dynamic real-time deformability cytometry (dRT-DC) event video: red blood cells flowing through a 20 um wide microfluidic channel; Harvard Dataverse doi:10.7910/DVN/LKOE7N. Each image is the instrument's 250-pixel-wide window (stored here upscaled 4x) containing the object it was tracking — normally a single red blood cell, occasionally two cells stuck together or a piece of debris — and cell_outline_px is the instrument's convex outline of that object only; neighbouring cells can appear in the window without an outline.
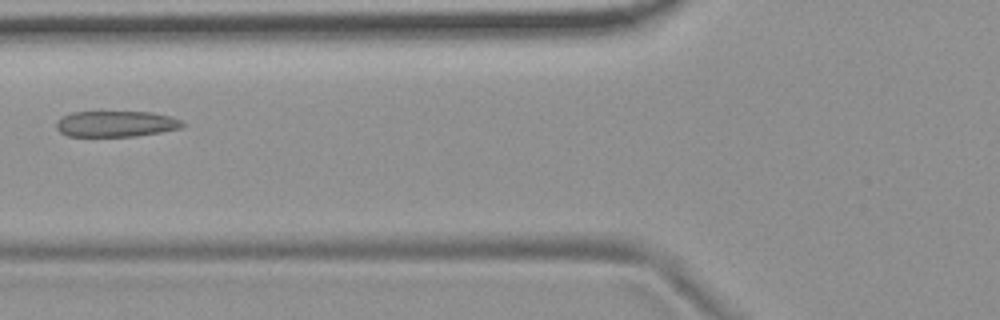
{"species": "common noctule bat (a hibernating species)", "species_latin": "Nyctalus noctula", "temperature_condition": "room temperature", "stored_images_in_passage": 5, "camera_frame_rate_fps": 3000, "um_per_image_px": 0.085, "animal": {"sex": "female", "body_mass_g": 19.9}, "frame": {"image": 1, "passage_image": 2, "time_ms": 1.0, "image_size_px": [1000, 320], "cell_outline_px": [[184, 124], [180, 128], [160, 132], [136, 136], [68, 136], [60, 132], [56, 128], [56, 120], [72, 112], [152, 112], [172, 116], [180, 120]], "centroid_in_image_um": [9.84, 10.52], "position_along_channel_um": 116.0, "area_um2": 19.02}}
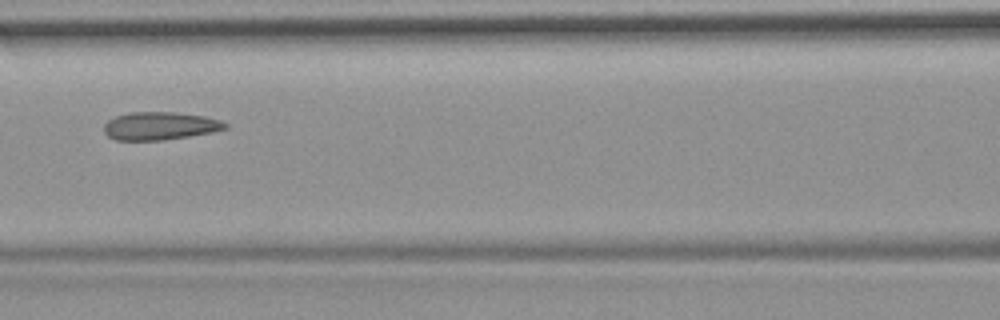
{"frame": {"image": 2, "passage_image": 3, "time_ms": 2.0, "image_size_px": [1000, 320], "cell_outline_px": [[228, 128], [212, 132], [164, 140], [116, 140], [108, 136], [104, 132], [104, 124], [108, 120], [116, 116], [128, 112], [176, 112], [204, 116], [220, 120], [228, 124]], "centroid_in_image_um": [13.59, 10.7], "position_along_channel_um": 153.0, "area_um2": 19.77}}